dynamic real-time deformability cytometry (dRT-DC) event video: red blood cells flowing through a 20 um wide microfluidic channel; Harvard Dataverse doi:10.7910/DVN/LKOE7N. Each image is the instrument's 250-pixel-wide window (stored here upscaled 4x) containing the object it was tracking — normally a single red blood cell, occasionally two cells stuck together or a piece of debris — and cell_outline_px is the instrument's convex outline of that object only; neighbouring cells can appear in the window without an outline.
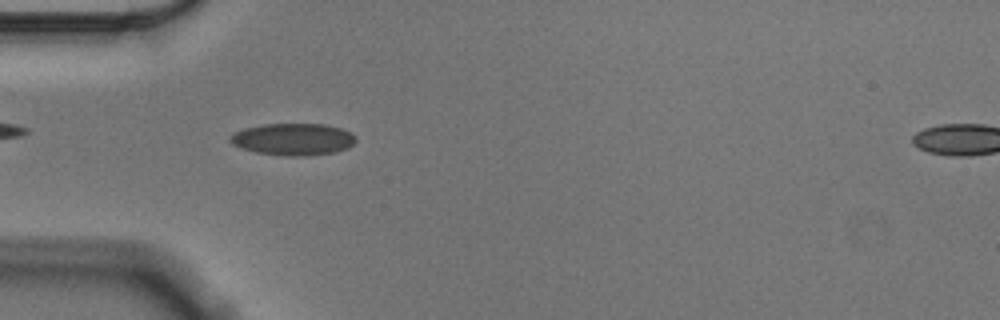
{"species": "Egyptian fruit bat (a non-hibernating species)", "species_latin": "Rousettus aegyptiacus", "temperature_condition": "cold", "stored_images_in_passage": 43, "camera_frame_rate_fps": 3000, "um_per_image_px": 0.085, "animal": {"sex": "male"}, "frame": {"image": 1, "passage_image": 4, "time_ms": 1.0, "image_size_px": [1000, 320], "cell_outline_px": [[356, 140], [348, 148], [332, 152], [304, 156], [288, 156], [256, 152], [240, 148], [232, 144], [228, 140], [228, 136], [244, 128], [264, 124], [324, 124], [340, 128], [356, 136]], "centroid_in_image_um": [24.87, 11.83], "position_along_channel_um": 60.1, "area_um2": 23.29}}
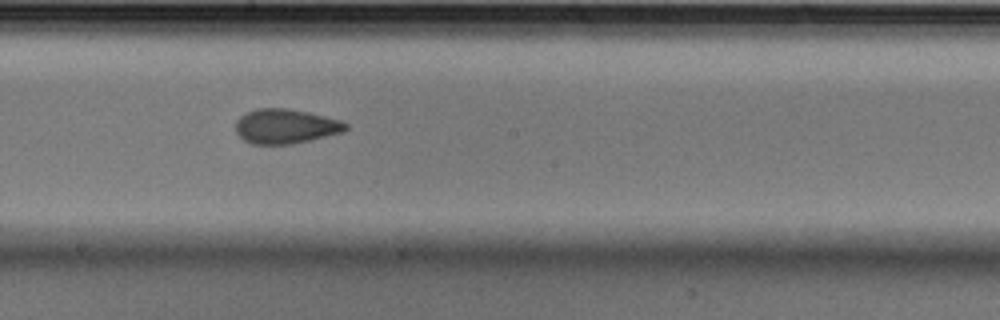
{"frame": {"image": 2, "passage_image": 18, "time_ms": 5.667, "image_size_px": [1000, 320], "cell_outline_px": [[348, 128], [344, 132], [292, 144], [252, 144], [244, 140], [236, 132], [236, 120], [244, 112], [256, 108], [288, 108], [308, 112], [340, 120], [348, 124]], "centroid_in_image_um": [24.26, 10.72], "position_along_channel_um": 223.9, "area_um2": 22.31}}
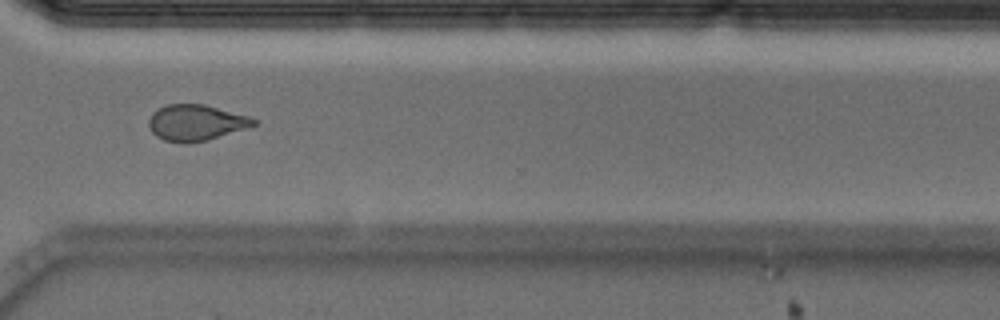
{"frame": {"image": 3, "passage_image": 29, "time_ms": 9.333, "image_size_px": [1000, 320], "cell_outline_px": [[256, 124], [208, 140], [188, 144], [184, 144], [164, 140], [156, 136], [152, 132], [148, 124], [148, 120], [152, 112], [168, 104], [204, 104], [248, 116], [256, 120]], "centroid_in_image_um": [16.6, 10.43], "position_along_channel_um": 354.0, "area_um2": 21.85}, "authors_computed_cell_mechanics": {"area_um2": 22.3108, "velocity_mm_per_s": 3.5497, "shape_relaxation_time_tau1_ms": null, "shape_relaxation_time_tau2_ms": 2.0728, "deformation_change_tau1": null, "deformation_change_tau2": 0.075}}